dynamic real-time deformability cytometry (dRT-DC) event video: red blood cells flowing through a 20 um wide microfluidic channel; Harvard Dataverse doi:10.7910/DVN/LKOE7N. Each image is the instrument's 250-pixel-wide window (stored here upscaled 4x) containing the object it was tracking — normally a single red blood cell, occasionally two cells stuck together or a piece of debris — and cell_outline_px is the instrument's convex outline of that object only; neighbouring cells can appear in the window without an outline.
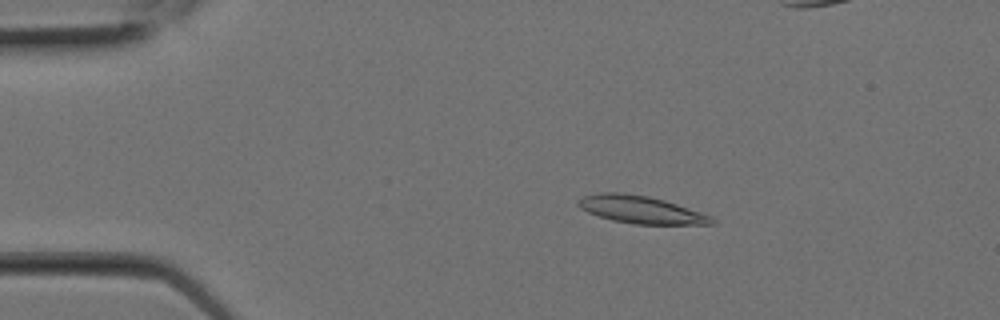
{"species": "Egyptian fruit bat (a non-hibernating species)", "species_latin": "Rousettus aegyptiacus", "temperature_condition": "room temperature", "stored_images_in_passage": 8, "camera_frame_rate_fps": 3000, "um_per_image_px": 0.085, "animal": {"sex": "female"}, "frame": {"image": 1, "passage_image": 3, "time_ms": 0.667, "image_size_px": [1000, 320], "cell_outline_px": [[716, 224], [632, 224], [612, 220], [588, 212], [580, 208], [576, 204], [576, 200], [584, 196], [600, 192], [620, 192], [648, 196], [664, 200], [712, 216], [716, 220]], "centroid_in_image_um": [54.45, 17.82], "position_along_channel_um": 30.5, "area_um2": 21.39}}
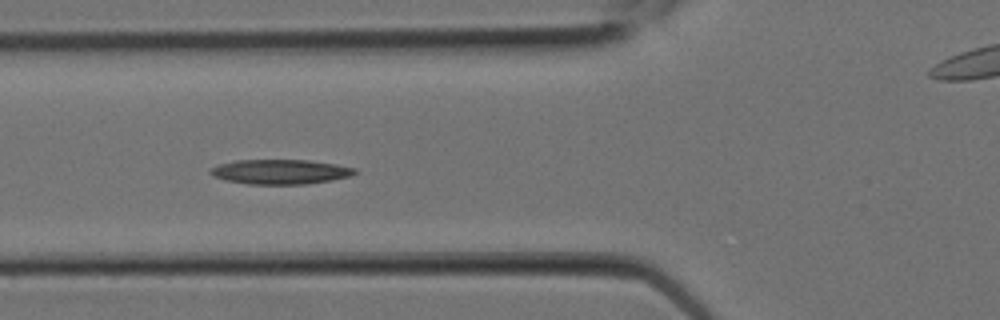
{"frame": {"image": 2, "passage_image": 7, "time_ms": 2.0, "image_size_px": [1000, 320], "cell_outline_px": [[356, 172], [352, 176], [332, 180], [308, 184], [248, 184], [224, 180], [212, 176], [208, 172], [212, 168], [220, 164], [236, 160], [308, 160], [336, 164], [356, 168]], "centroid_in_image_um": [23.83, 14.6], "position_along_channel_um": 102.0, "area_um2": 20.87}}
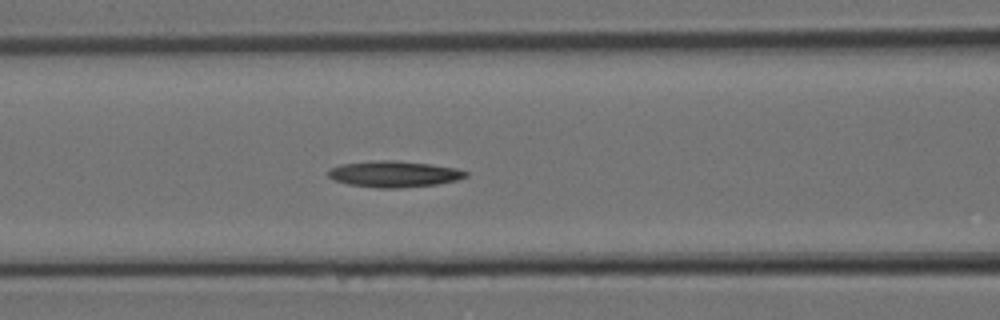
{"frame": {"image": 3, "passage_image": 8, "time_ms": 2.333, "image_size_px": [1000, 320], "cell_outline_px": [[468, 176], [456, 180], [436, 184], [396, 188], [376, 188], [348, 184], [336, 180], [328, 176], [328, 172], [332, 168], [340, 164], [372, 160], [396, 160], [432, 164], [456, 168], [468, 172]], "centroid_in_image_um": [33.5, 14.78], "position_along_channel_um": 133.1, "area_um2": 20.98}}